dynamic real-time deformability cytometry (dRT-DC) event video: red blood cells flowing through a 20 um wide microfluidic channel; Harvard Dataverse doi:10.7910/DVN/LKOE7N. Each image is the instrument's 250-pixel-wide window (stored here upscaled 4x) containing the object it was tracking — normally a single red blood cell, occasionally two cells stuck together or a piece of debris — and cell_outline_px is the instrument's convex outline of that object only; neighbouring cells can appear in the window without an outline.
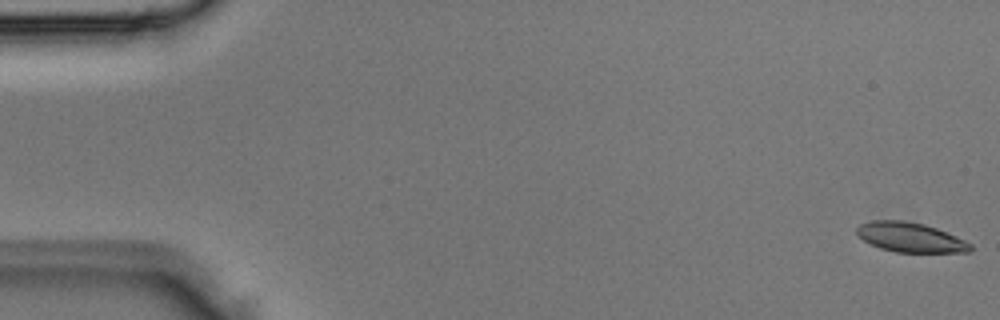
{"species": "Egyptian fruit bat (a non-hibernating species)", "species_latin": "Rousettus aegyptiacus", "temperature_condition": "room temperature", "stored_images_in_passage": 5, "segment_of_instrument_passage": [2, 2], "camera_frame_rate_fps": 3000, "um_per_image_px": 0.085, "animal": {"sex": "male"}, "frame": {"image": 1, "passage_image": 5, "time_ms": 1.333, "image_size_px": [1000, 320], "cell_outline_px": [[972, 248], [968, 252], [896, 252], [880, 248], [856, 236], [856, 228], [860, 224], [872, 220], [904, 220], [924, 224], [936, 228], [956, 236], [972, 244]], "centroid_in_image_um": [77.35, 20.16], "position_along_channel_um": 7.6, "area_um2": 19.59}}